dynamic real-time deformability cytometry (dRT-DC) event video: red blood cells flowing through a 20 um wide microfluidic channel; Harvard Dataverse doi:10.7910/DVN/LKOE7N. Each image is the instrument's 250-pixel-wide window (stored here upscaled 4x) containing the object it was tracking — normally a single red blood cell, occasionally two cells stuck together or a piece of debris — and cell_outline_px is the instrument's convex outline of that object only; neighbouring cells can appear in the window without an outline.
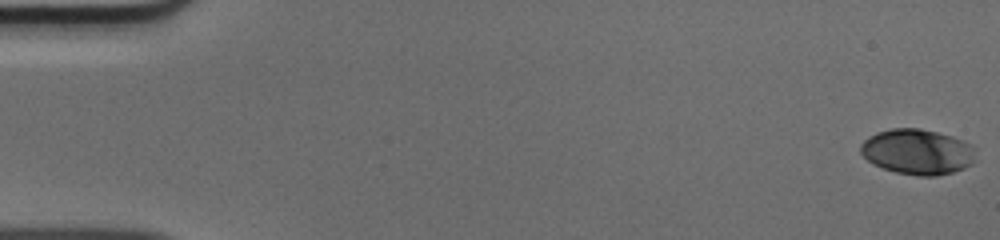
{"species": "human", "species_latin": "Homo sapiens", "temperature_condition": "cold", "stored_images_in_passage": 51, "camera_frame_rate_fps": 3000, "um_per_image_px": 0.085, "donor": {"sex": "male"}, "frame": {"image": 1, "passage_image": 1, "time_ms": 0.0, "image_size_px": [1000, 240], "cell_outline_px": [[972, 164], [964, 168], [952, 172], [936, 176], [916, 176], [896, 172], [872, 164], [860, 152], [860, 144], [868, 136], [876, 132], [892, 128], [920, 128], [952, 136], [972, 144]], "centroid_in_image_um": [77.93, 12.9], "position_along_channel_um": 7.1, "area_um2": 30.35}}
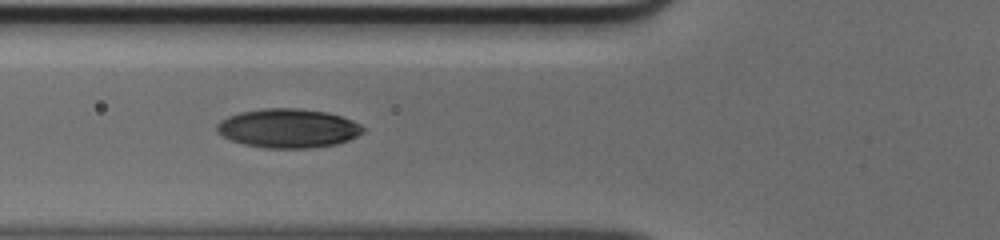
{"frame": {"image": 2, "passage_image": 20, "time_ms": 6.333, "image_size_px": [1000, 240], "cell_outline_px": [[364, 132], [348, 140], [336, 144], [308, 148], [264, 148], [244, 144], [232, 140], [216, 132], [216, 124], [220, 120], [228, 116], [240, 112], [264, 108], [300, 108], [328, 112], [352, 120], [360, 124], [364, 128]], "centroid_in_image_um": [24.48, 10.89], "position_along_channel_um": 101.3, "area_um2": 33.29}}
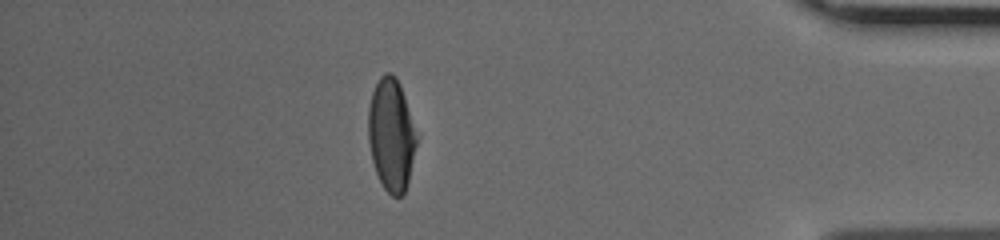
{"frame": {"image": 3, "passage_image": 45, "time_ms": 14.667, "image_size_px": [1000, 240], "cell_outline_px": [[420, 136], [404, 196], [392, 196], [384, 188], [376, 172], [372, 160], [368, 140], [368, 108], [372, 92], [380, 76], [384, 72], [392, 72], [396, 76], [400, 84]], "centroid_in_image_um": [33.29, 11.43], "position_along_channel_um": 401.9, "area_um2": 32.43}}